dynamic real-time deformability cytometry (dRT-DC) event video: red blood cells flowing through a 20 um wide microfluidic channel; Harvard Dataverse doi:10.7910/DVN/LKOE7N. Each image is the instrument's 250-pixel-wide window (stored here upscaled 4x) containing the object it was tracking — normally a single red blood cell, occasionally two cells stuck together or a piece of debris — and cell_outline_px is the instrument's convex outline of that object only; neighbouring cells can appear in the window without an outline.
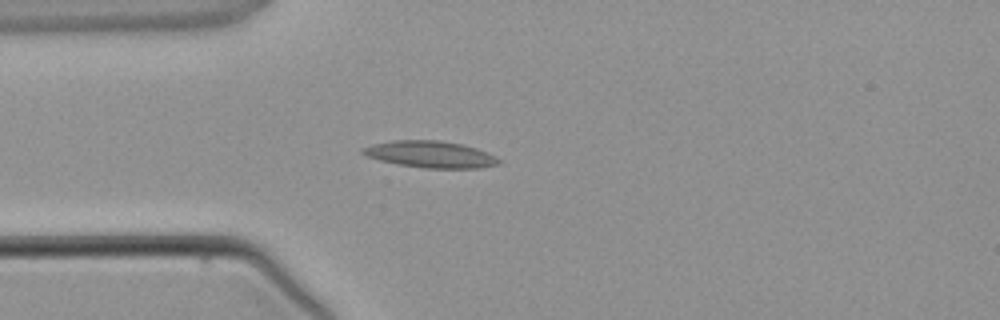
{"species": "common noctule bat (a hibernating species)", "species_latin": "Nyctalus noctula", "temperature_condition": "warm", "stored_images_in_passage": 3, "camera_frame_rate_fps": 3000, "um_per_image_px": 0.085, "animal": {"sex": "male", "body_mass_g": 21.5, "forearm_length_mm": 52.0}, "frame": {"image": 1, "passage_image": 3, "time_ms": 2.667, "image_size_px": [1000, 320], "cell_outline_px": [[500, 164], [480, 168], [424, 168], [400, 164], [380, 160], [368, 156], [360, 152], [360, 148], [372, 144], [392, 140], [440, 140], [464, 144], [476, 148], [496, 156], [500, 160]], "centroid_in_image_um": [36.6, 13.11], "position_along_channel_um": 48.4, "area_um2": 21.21}}